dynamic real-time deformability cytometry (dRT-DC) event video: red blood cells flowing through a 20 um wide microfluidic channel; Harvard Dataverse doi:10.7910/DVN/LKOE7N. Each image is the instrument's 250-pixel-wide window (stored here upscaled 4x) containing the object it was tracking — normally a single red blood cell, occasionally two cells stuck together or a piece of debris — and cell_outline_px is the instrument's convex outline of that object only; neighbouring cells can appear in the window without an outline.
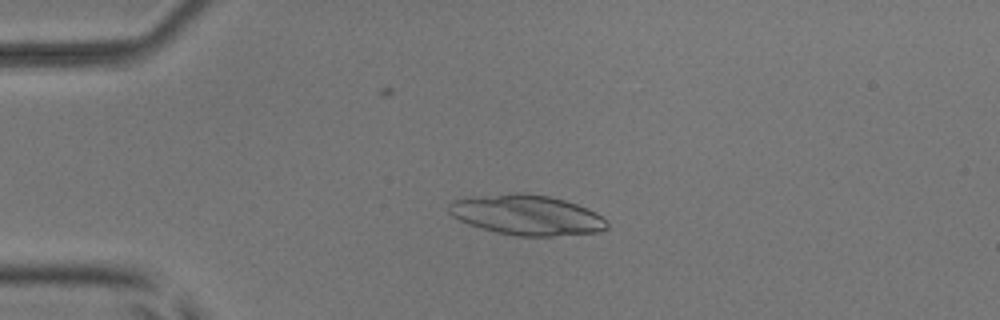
{"species": "common noctule bat (a hibernating species)", "species_latin": "Nyctalus noctula", "temperature_condition": "room temperature", "stored_images_in_passage": 50, "camera_frame_rate_fps": 3000, "um_per_image_px": 0.085, "animal": {"sex": "male", "body_mass_g": 17.9, "forearm_length_mm": 54.2}, "frame": {"image": 1, "passage_image": 9, "time_ms": 2.667, "image_size_px": [1000, 320], "cell_outline_px": [[608, 228], [600, 232], [552, 236], [516, 236], [496, 232], [468, 224], [452, 216], [448, 212], [448, 204], [452, 200], [472, 196], [516, 192], [520, 192], [548, 196], [564, 200], [588, 208], [596, 212], [608, 224]], "centroid_in_image_um": [44.75, 18.27], "position_along_channel_um": 40.3, "area_um2": 37.17}}
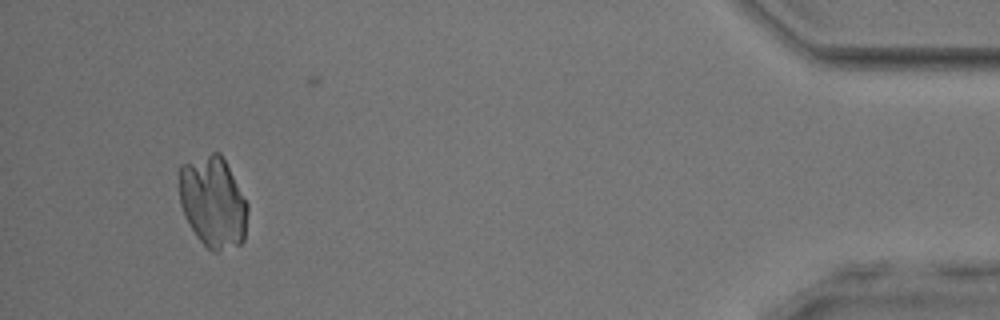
{"frame": {"image": 2, "passage_image": 46, "time_ms": 15.0, "image_size_px": [1000, 320], "cell_outline_px": [[248, 208], [244, 240], [240, 244], [216, 252], [212, 252], [196, 236], [184, 216], [180, 204], [180, 164], [212, 152], [220, 152], [248, 204]], "centroid_in_image_um": [18.1, 17.18], "position_along_channel_um": 417.1, "area_um2": 36.3}}